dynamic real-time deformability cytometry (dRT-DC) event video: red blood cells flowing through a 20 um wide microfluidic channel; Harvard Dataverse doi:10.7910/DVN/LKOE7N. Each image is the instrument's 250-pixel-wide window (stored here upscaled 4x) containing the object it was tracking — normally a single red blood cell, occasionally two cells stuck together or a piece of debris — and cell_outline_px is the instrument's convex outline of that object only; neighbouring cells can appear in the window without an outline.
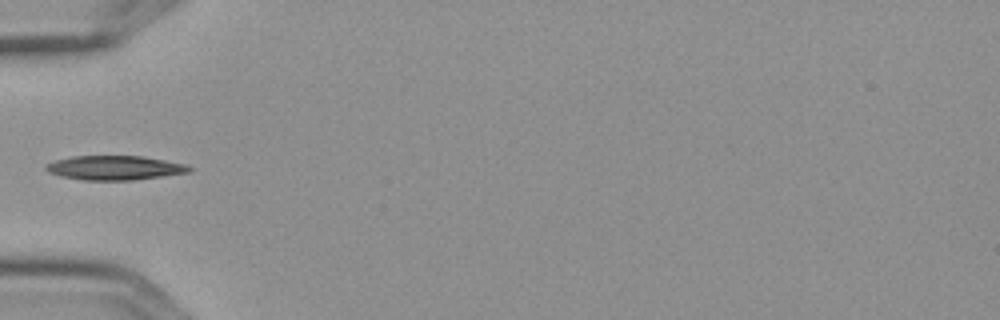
{"species": "Egyptian fruit bat (a non-hibernating species)", "species_latin": "Rousettus aegyptiacus", "temperature_condition": "cold", "stored_images_in_passage": 7, "camera_frame_rate_fps": 3000, "um_per_image_px": 0.085, "frame": {"image": 1, "passage_image": 4, "time_ms": 1.0, "image_size_px": [1000, 320], "cell_outline_px": [[192, 172], [132, 180], [80, 180], [60, 176], [48, 172], [44, 168], [52, 160], [72, 156], [144, 156], [188, 164], [192, 168]], "centroid_in_image_um": [9.76, 14.26], "position_along_channel_um": 75.2, "area_um2": 20.52}}
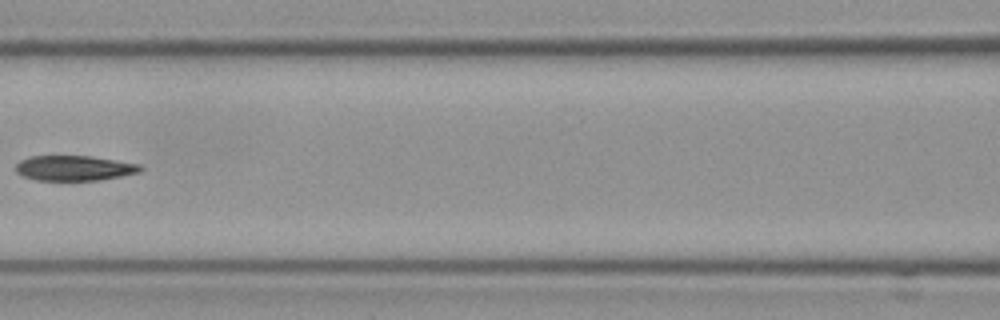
{"frame": {"image": 2, "passage_image": 6, "time_ms": 1.667, "image_size_px": [1000, 320], "cell_outline_px": [[144, 168], [140, 172], [100, 180], [36, 180], [20, 176], [16, 172], [16, 164], [20, 160], [28, 156], [88, 156], [140, 164]], "centroid_in_image_um": [6.27, 14.29], "position_along_channel_um": 160.3, "area_um2": 18.26}}
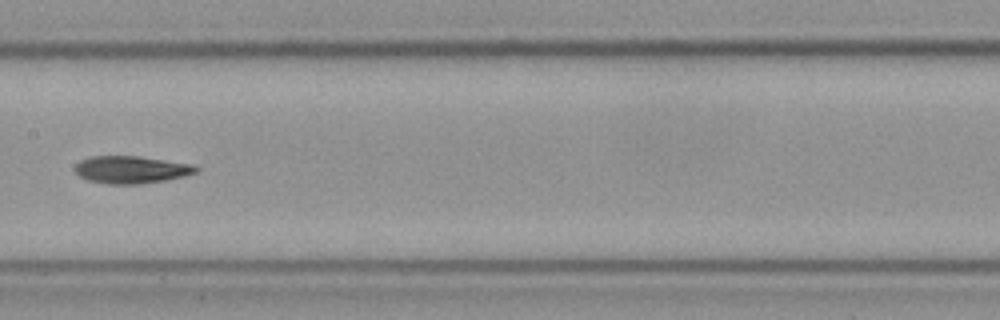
{"frame": {"image": 3, "passage_image": 7, "time_ms": 2.0, "image_size_px": [1000, 320], "cell_outline_px": [[200, 168], [196, 172], [184, 176], [164, 180], [140, 184], [108, 184], [88, 180], [80, 176], [72, 168], [80, 160], [92, 156], [140, 156], [192, 164]], "centroid_in_image_um": [11.13, 14.41], "position_along_channel_um": 196.3, "area_um2": 19.36}}